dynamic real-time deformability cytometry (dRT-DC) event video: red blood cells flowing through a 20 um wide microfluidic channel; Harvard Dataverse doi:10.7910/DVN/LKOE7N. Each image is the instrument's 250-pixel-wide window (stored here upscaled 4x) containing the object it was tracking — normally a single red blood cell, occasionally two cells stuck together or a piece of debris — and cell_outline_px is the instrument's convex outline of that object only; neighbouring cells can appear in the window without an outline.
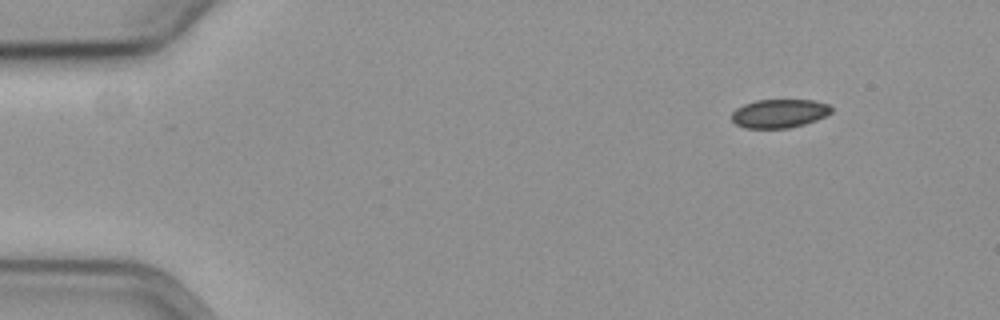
{"species": "common noctule bat (a hibernating species)", "species_latin": "Nyctalus noctula", "temperature_condition": "cold", "stored_images_in_passage": 17, "camera_frame_rate_fps": 3000, "um_per_image_px": 0.085, "animal": {"sex": "female", "body_mass_g": 19.3, "forearm_length_mm": 54.1}, "frame": {"image": 1, "passage_image": 1, "time_ms": 0.0, "image_size_px": [1000, 320], "cell_outline_px": [[832, 112], [816, 120], [804, 124], [788, 128], [744, 128], [736, 124], [732, 120], [732, 112], [736, 108], [744, 104], [756, 100], [812, 100], [828, 104], [832, 108]], "centroid_in_image_um": [66.22, 9.64], "position_along_channel_um": 18.8, "area_um2": 16.59}}
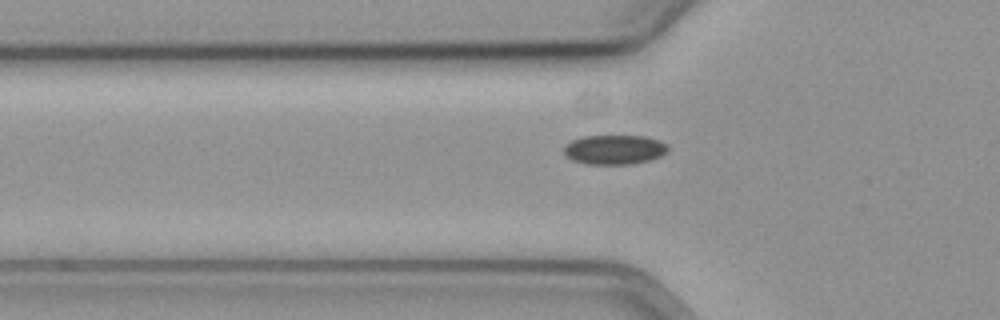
{"frame": {"image": 2, "passage_image": 14, "time_ms": 4.333, "image_size_px": [1000, 320], "cell_outline_px": [[668, 152], [652, 160], [632, 164], [584, 164], [572, 160], [564, 152], [564, 148], [572, 140], [580, 136], [644, 136], [660, 140], [668, 144]], "centroid_in_image_um": [52.27, 12.72], "position_along_channel_um": 73.5, "area_um2": 18.03}}